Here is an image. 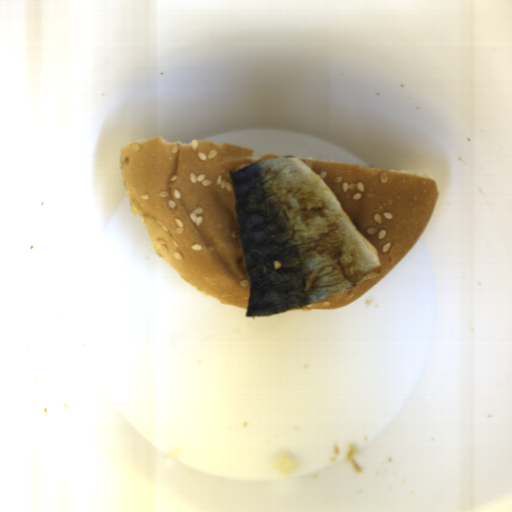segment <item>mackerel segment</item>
Segmentation results:
<instances>
[{
  "label": "mackerel segment",
  "mask_w": 512,
  "mask_h": 512,
  "mask_svg": "<svg viewBox=\"0 0 512 512\" xmlns=\"http://www.w3.org/2000/svg\"><path fill=\"white\" fill-rule=\"evenodd\" d=\"M229 176L248 277L247 319L312 305L381 272L376 248L300 158L231 167Z\"/></svg>",
  "instance_id": "1"
}]
</instances>
